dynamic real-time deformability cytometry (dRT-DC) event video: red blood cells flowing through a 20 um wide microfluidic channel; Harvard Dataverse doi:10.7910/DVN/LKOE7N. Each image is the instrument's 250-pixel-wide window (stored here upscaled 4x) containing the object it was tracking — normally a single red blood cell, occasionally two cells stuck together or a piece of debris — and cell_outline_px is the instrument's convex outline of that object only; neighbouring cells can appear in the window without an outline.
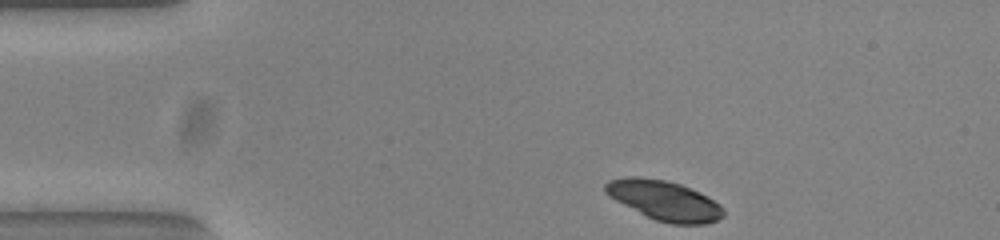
{"species": "common noctule bat (a hibernating species)", "species_latin": "Nyctalus noctula", "temperature_condition": "warm", "stored_images_in_passage": 45, "camera_frame_rate_fps": 3000, "um_per_image_px": 0.085, "animal": {"sex": "female", "body_mass_g": 23.0, "forearm_length_mm": 53.4}, "frame": {"image": 1, "passage_image": 1, "time_ms": 0.0, "image_size_px": [1000, 240], "cell_outline_px": [[724, 216], [708, 224], [672, 224], [656, 220], [608, 196], [604, 192], [604, 184], [608, 180], [628, 176], [636, 176], [668, 180], [680, 184], [708, 196], [720, 204], [724, 208]], "centroid_in_image_um": [56.48, 17.02], "position_along_channel_um": 28.5, "area_um2": 27.28}}
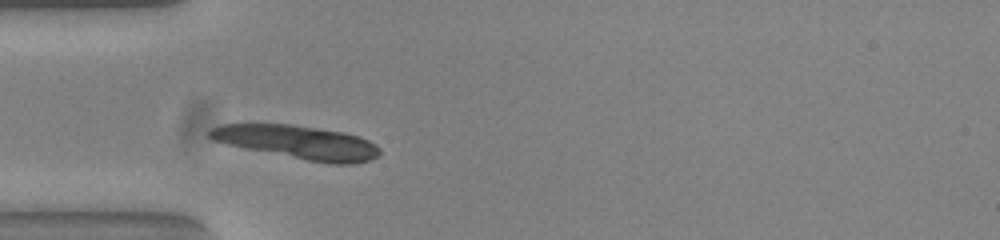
{"frame": {"image": 2, "passage_image": 8, "time_ms": 2.333, "image_size_px": [1000, 240], "cell_outline_px": [[380, 152], [376, 156], [368, 160], [356, 164], [332, 164], [308, 160], [244, 148], [212, 140], [208, 136], [208, 132], [212, 128], [220, 124], [292, 124], [344, 132], [360, 136], [376, 144], [380, 148]], "centroid_in_image_um": [25.32, 12.08], "position_along_channel_um": 59.7, "area_um2": 33.12}}